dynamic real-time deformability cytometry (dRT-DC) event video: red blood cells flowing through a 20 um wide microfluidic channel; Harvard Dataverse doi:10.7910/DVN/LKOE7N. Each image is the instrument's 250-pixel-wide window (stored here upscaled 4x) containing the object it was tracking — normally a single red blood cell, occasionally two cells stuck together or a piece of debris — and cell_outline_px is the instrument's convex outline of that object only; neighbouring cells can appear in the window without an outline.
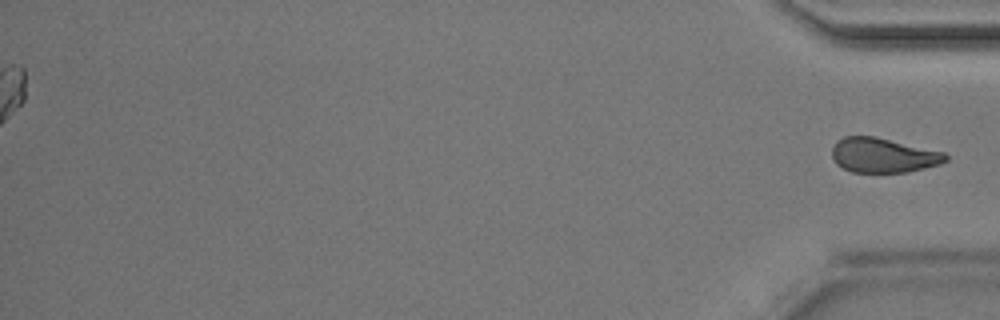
{"species": "Egyptian fruit bat (a non-hibernating species)", "species_latin": "Rousettus aegyptiacus", "temperature_condition": "room temperature", "stored_images_in_passage": 41, "segment_of_instrument_passage": [2, 2], "camera_frame_rate_fps": 3000, "um_per_image_px": 0.085, "animal": {"sex": "male"}, "frame": {"image": 1, "passage_image": 41, "time_ms": 13.333, "image_size_px": [1000, 320], "cell_outline_px": [[948, 160], [940, 164], [908, 172], [852, 172], [836, 164], [832, 156], [832, 148], [836, 140], [844, 136], [876, 136], [944, 152], [948, 156]], "centroid_in_image_um": [75.06, 13.19], "position_along_channel_um": 360.1, "area_um2": 23.06}}